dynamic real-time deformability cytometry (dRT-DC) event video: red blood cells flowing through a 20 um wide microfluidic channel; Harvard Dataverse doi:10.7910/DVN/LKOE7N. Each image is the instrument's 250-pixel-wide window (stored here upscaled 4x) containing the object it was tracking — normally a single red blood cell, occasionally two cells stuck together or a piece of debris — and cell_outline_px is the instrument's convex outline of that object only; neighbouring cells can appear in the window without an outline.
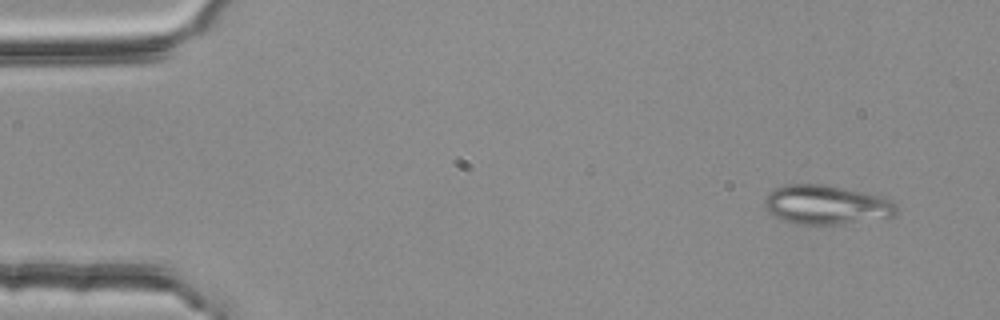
{"species": "common noctule bat (a hibernating species)", "species_latin": "Nyctalus noctula", "temperature_condition": "room temperature", "stored_images_in_passage": 4, "camera_frame_rate_fps": 3000, "um_per_image_px": 0.085, "animal": {"sex": "female", "body_mass_g": 25.1}, "frame": {"image": 1, "passage_image": 1, "time_ms": 0.0, "image_size_px": [1000, 320], "cell_outline_px": [[900, 212], [896, 216], [844, 224], [800, 224], [784, 220], [768, 212], [764, 208], [764, 200], [768, 192], [776, 188], [788, 184], [824, 184], [880, 196], [892, 200], [896, 204]], "centroid_in_image_um": [70.26, 17.41], "position_along_channel_um": 14.7, "area_um2": 30.23}}